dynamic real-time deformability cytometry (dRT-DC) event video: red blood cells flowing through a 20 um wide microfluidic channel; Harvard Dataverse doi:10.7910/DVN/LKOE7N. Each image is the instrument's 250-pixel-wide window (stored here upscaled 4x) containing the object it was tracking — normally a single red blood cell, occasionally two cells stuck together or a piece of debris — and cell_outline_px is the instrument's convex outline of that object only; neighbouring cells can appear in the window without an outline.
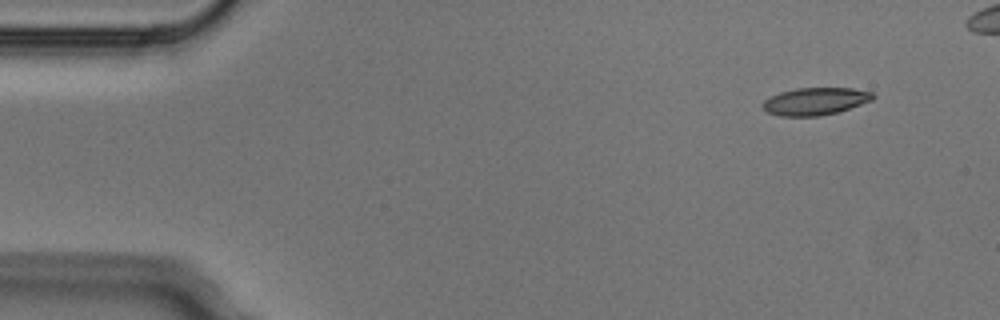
{"species": "Egyptian fruit bat (a non-hibernating species)", "species_latin": "Rousettus aegyptiacus", "temperature_condition": "cold", "stored_images_in_passage": 4, "camera_frame_rate_fps": 3000, "um_per_image_px": 0.085, "animal": {"sex": "male"}, "frame": {"image": 1, "passage_image": 1, "time_ms": 0.0, "image_size_px": [1000, 320], "cell_outline_px": [[876, 96], [872, 100], [836, 112], [820, 116], [780, 116], [768, 112], [760, 104], [764, 100], [780, 92], [796, 88], [852, 88], [872, 92]], "centroid_in_image_um": [69.28, 8.6], "position_along_channel_um": 15.7, "area_um2": 17.46}}